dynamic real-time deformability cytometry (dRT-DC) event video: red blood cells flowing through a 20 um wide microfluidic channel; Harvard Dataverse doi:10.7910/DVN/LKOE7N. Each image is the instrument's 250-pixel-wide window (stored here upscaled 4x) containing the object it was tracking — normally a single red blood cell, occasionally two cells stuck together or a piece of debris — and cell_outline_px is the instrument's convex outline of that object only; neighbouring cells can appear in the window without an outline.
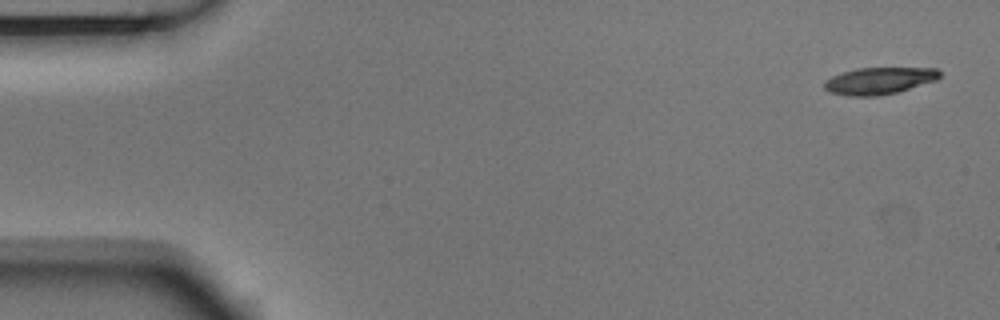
{"species": "Egyptian fruit bat (a non-hibernating species)", "species_latin": "Rousettus aegyptiacus", "temperature_condition": "room temperature", "stored_images_in_passage": 6, "segment_of_instrument_passage": [1, 2], "camera_frame_rate_fps": 3000, "um_per_image_px": 0.085, "animal": {"sex": "male"}, "frame": {"image": 1, "passage_image": 1, "time_ms": 0.0, "image_size_px": [1000, 320], "cell_outline_px": [[940, 76], [936, 80], [896, 92], [876, 96], [848, 96], [828, 92], [824, 88], [824, 80], [832, 76], [856, 68], [936, 68], [940, 72]], "centroid_in_image_um": [74.68, 6.86], "position_along_channel_um": 10.3, "area_um2": 17.98}}